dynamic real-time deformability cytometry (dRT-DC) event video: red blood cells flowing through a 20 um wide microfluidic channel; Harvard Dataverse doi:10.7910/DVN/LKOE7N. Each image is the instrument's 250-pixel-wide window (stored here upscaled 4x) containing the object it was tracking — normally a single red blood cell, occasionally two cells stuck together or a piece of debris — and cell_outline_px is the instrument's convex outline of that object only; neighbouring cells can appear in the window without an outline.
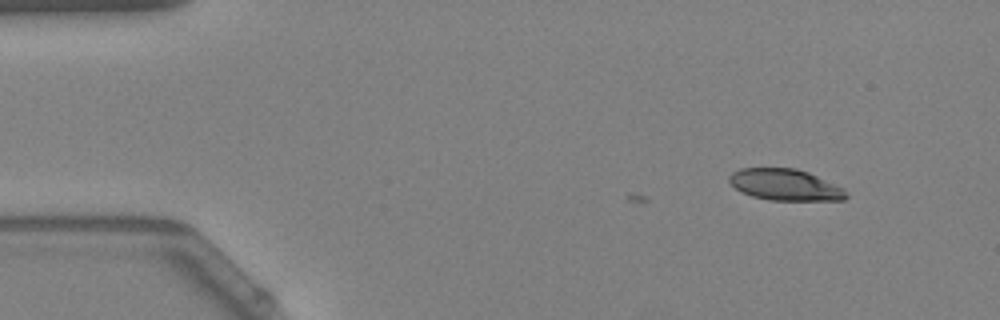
{"species": "Egyptian fruit bat (a non-hibernating species)", "species_latin": "Rousettus aegyptiacus", "temperature_condition": "warm", "stored_images_in_passage": 5, "camera_frame_rate_fps": 3000, "um_per_image_px": 0.085, "animal": {"sex": "female"}, "frame": {"image": 1, "passage_image": 5, "time_ms": 1.333, "image_size_px": [1000, 320], "cell_outline_px": [[848, 196], [844, 200], [772, 200], [752, 196], [736, 188], [728, 180], [728, 176], [732, 172], [740, 168], [796, 168], [808, 172], [844, 188]], "centroid_in_image_um": [66.75, 15.7], "position_along_channel_um": 18.3, "area_um2": 21.27}}